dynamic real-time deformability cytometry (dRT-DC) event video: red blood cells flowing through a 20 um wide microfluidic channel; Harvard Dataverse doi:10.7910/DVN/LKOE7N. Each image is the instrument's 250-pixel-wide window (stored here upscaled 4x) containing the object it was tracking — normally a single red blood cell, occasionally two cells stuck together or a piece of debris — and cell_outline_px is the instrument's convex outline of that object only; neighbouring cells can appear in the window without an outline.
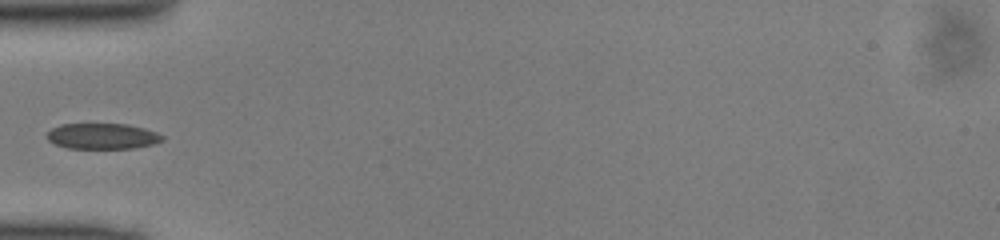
{"species": "common noctule bat (a hibernating species)", "species_latin": "Nyctalus noctula", "temperature_condition": "cold", "stored_images_in_passage": 33, "camera_frame_rate_fps": 3000, "um_per_image_px": 0.085, "animal": {"sex": "male", "body_mass_g": 13.0, "forearm_length_mm": 53.1}, "frame": {"image": 1, "passage_image": 1, "time_ms": 0.0, "image_size_px": [1000, 240], "cell_outline_px": [[164, 140], [156, 144], [136, 148], [68, 148], [56, 144], [48, 140], [48, 132], [52, 128], [60, 124], [128, 124], [144, 128], [156, 132], [164, 136]], "centroid_in_image_um": [8.76, 11.57], "position_along_channel_um": 76.2, "area_um2": 17.34}}
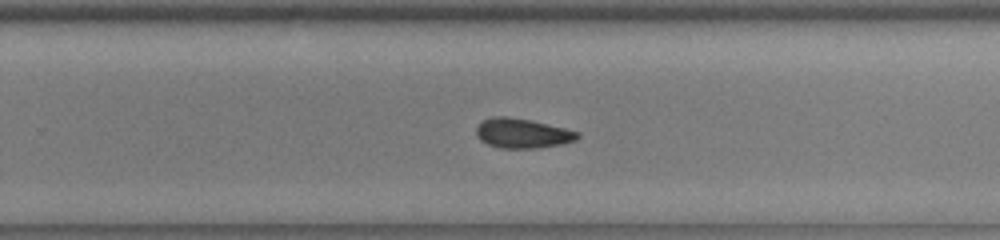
{"frame": {"image": 2, "passage_image": 16, "time_ms": 5.0, "image_size_px": [1000, 240], "cell_outline_px": [[580, 136], [576, 140], [564, 144], [536, 148], [500, 148], [488, 144], [480, 140], [476, 136], [476, 124], [480, 120], [492, 116], [508, 116], [532, 120], [580, 132]], "centroid_in_image_um": [44.37, 11.31], "position_along_channel_um": 285.4, "area_um2": 17.86}}
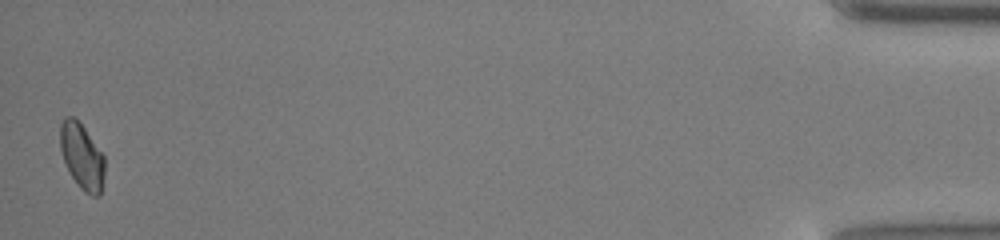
{"frame": {"image": 3, "passage_image": 33, "time_ms": 10.667, "image_size_px": [1000, 240], "cell_outline_px": [[104, 176], [100, 196], [92, 196], [84, 192], [80, 188], [72, 176], [64, 160], [60, 148], [60, 124], [64, 116], [72, 116], [84, 128], [104, 156]], "centroid_in_image_um": [6.96, 13.3], "position_along_channel_um": 428.2, "area_um2": 16.82}}